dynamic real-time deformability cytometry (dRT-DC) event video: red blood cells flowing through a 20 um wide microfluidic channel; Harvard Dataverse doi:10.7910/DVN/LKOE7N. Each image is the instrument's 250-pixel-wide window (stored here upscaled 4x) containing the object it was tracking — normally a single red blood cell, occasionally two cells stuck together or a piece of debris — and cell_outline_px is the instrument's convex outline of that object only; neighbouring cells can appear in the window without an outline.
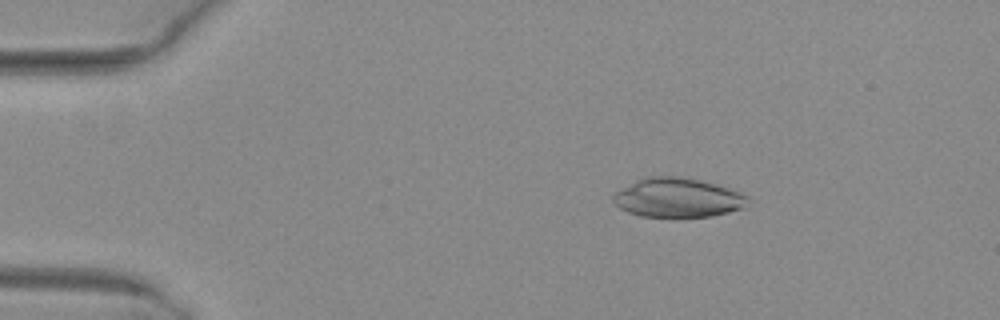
{"species": "common noctule bat (a hibernating species)", "species_latin": "Nyctalus noctula", "temperature_condition": "warm", "stored_images_in_passage": 48, "camera_frame_rate_fps": 3000, "um_per_image_px": 0.085, "animal": {"sex": "female", "body_mass_g": 29.2, "forearm_length_mm": 56.3}, "frame": {"image": 1, "passage_image": 6, "time_ms": 1.667, "image_size_px": [1000, 320], "cell_outline_px": [[752, 200], [744, 208], [712, 216], [676, 220], [672, 220], [640, 216], [628, 212], [620, 208], [612, 200], [612, 196], [616, 192], [636, 180], [648, 176], [680, 176], [700, 180], [716, 184], [740, 192], [748, 196]], "centroid_in_image_um": [57.63, 16.85], "position_along_channel_um": 27.4, "area_um2": 31.85}}
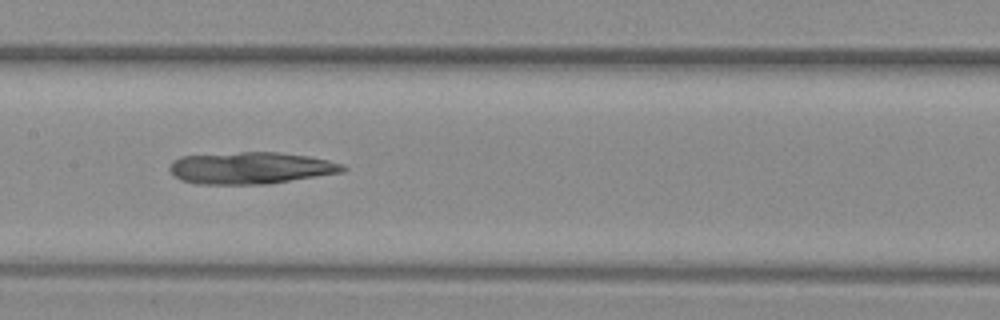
{"frame": {"image": 2, "passage_image": 23, "time_ms": 7.333, "image_size_px": [1000, 320], "cell_outline_px": [[348, 168], [344, 172], [268, 184], [196, 184], [180, 180], [168, 168], [172, 160], [180, 156], [240, 152], [276, 152], [308, 156], [328, 160], [340, 164]], "centroid_in_image_um": [21.29, 14.28], "position_along_channel_um": 186.1, "area_um2": 32.25}}
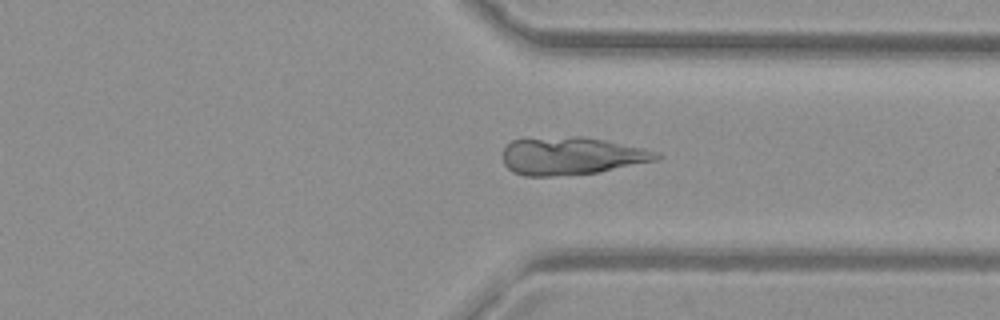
{"frame": {"image": 3, "passage_image": 36, "time_ms": 11.667, "image_size_px": [1000, 320], "cell_outline_px": [[664, 156], [656, 160], [600, 172], [552, 176], [524, 176], [512, 172], [504, 164], [504, 148], [512, 140], [524, 136], [584, 136], [644, 148], [660, 152]], "centroid_in_image_um": [48.55, 13.22], "position_along_channel_um": 362.8, "area_um2": 34.45}}